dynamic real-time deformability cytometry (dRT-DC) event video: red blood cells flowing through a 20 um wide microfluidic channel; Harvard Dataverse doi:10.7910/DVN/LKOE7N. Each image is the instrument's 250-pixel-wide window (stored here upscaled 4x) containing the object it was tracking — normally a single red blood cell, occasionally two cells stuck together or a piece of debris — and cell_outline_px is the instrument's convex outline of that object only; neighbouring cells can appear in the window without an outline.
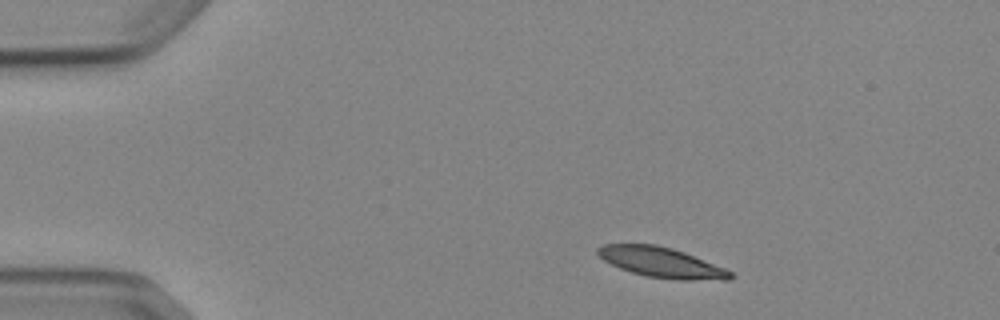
{"species": "Egyptian fruit bat (a non-hibernating species)", "species_latin": "Rousettus aegyptiacus", "temperature_condition": "cold", "stored_images_in_passage": 3, "camera_frame_rate_fps": 3000, "um_per_image_px": 0.085, "animal": {"sex": "female"}, "frame": {"image": 1, "passage_image": 1, "time_ms": 0.0, "image_size_px": [1000, 320], "cell_outline_px": [[736, 276], [728, 280], [680, 280], [644, 276], [620, 268], [604, 260], [596, 252], [596, 248], [604, 244], [656, 244], [672, 248], [684, 252], [724, 268], [732, 272]], "centroid_in_image_um": [56.24, 22.31], "position_along_channel_um": 28.8, "area_um2": 23.29}}